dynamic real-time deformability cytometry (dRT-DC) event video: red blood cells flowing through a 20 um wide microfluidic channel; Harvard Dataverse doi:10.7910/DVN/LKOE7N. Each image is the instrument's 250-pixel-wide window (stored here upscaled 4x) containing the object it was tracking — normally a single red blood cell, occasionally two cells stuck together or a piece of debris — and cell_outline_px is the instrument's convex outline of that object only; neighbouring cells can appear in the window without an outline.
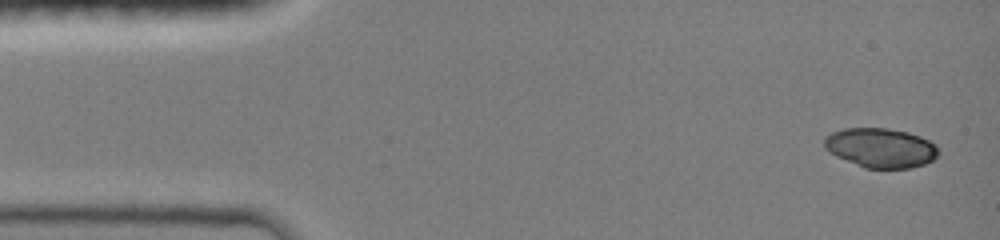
{"species": "common noctule bat (a hibernating species)", "species_latin": "Nyctalus noctula", "temperature_condition": "room temperature", "stored_images_in_passage": 29, "camera_frame_rate_fps": 3000, "um_per_image_px": 0.085, "animal": {"sex": "female", "body_mass_g": 19.0, "forearm_length_mm": 51.5}, "frame": {"image": 1, "passage_image": 1, "time_ms": 0.0, "image_size_px": [1000, 240], "cell_outline_px": [[936, 156], [932, 160], [924, 164], [908, 168], [864, 168], [836, 156], [824, 148], [824, 136], [832, 132], [844, 128], [888, 128], [908, 132], [920, 136], [936, 144]], "centroid_in_image_um": [74.81, 12.55], "position_along_channel_um": 10.2, "area_um2": 26.18}}